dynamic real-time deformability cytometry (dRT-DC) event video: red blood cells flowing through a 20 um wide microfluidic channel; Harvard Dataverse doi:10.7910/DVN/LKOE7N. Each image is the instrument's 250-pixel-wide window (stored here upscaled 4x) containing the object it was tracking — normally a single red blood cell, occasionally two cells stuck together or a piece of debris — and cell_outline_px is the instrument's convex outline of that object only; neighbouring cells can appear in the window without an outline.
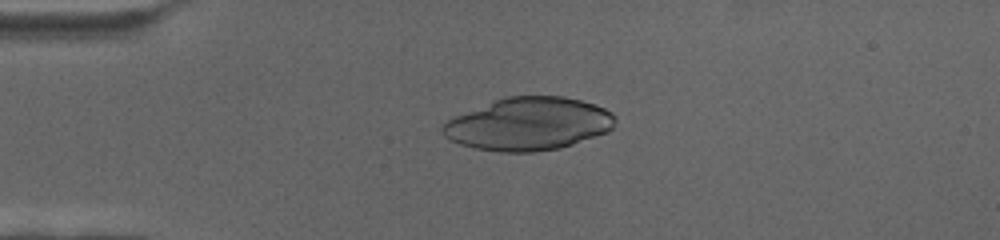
{"species": "human", "species_latin": "Homo sapiens", "temperature_condition": "cold", "stored_images_in_passage": 67, "camera_frame_rate_fps": 3000, "um_per_image_px": 0.085, "donor": {"sex": "female"}, "frame": {"image": 1, "passage_image": 16, "time_ms": 5.0, "image_size_px": [1000, 240], "cell_outline_px": [[616, 120], [612, 128], [608, 132], [560, 148], [532, 152], [500, 152], [476, 148], [460, 144], [444, 136], [440, 132], [440, 128], [448, 120], [456, 116], [504, 96], [564, 96], [596, 104], [612, 112], [616, 116]], "centroid_in_image_um": [44.95, 10.53], "position_along_channel_um": 40.0, "area_um2": 53.06}}
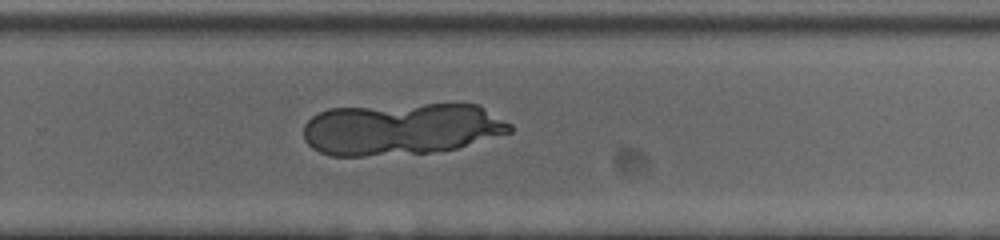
{"frame": {"image": 2, "passage_image": 45, "time_ms": 14.667, "image_size_px": [1000, 240], "cell_outline_px": [[512, 132], [456, 148], [428, 152], [364, 156], [332, 156], [320, 152], [312, 148], [304, 140], [304, 124], [312, 116], [328, 108], [424, 104], [476, 104], [484, 108], [512, 124]], "centroid_in_image_um": [34.08, 10.96], "position_along_channel_um": 295.7, "area_um2": 62.54}}
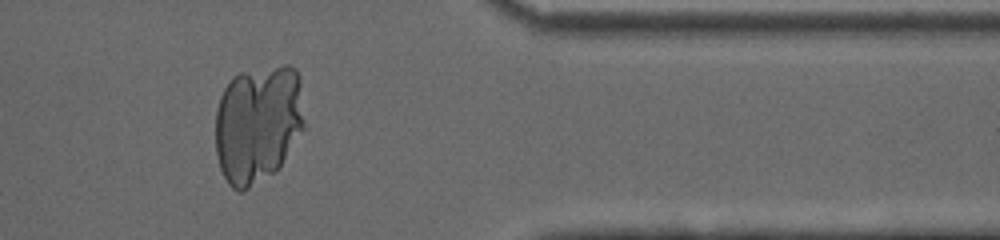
{"frame": {"image": 3, "passage_image": 56, "time_ms": 18.333, "image_size_px": [1000, 240], "cell_outline_px": [[304, 128], [280, 164], [272, 172], [244, 192], [236, 192], [228, 184], [220, 168], [216, 152], [216, 108], [220, 96], [224, 88], [232, 76], [240, 72], [284, 64], [288, 64], [296, 68], [300, 76], [304, 120]], "centroid_in_image_um": [21.91, 10.48], "position_along_channel_um": 389.5, "area_um2": 61.79}}